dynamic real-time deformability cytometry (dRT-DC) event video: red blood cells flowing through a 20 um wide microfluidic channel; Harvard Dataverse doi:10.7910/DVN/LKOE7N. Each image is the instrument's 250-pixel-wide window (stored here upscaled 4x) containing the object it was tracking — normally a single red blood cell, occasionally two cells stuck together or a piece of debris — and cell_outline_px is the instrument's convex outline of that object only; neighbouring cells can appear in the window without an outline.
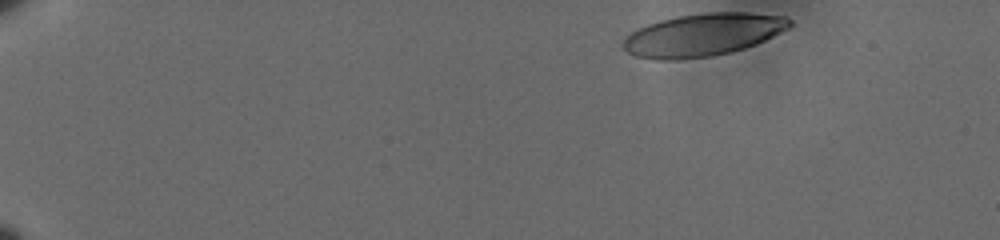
{"species": "human", "species_latin": "Homo sapiens", "temperature_condition": "cold", "stored_images_in_passage": 52, "camera_frame_rate_fps": 3000, "um_per_image_px": 0.085, "donor": {"sex": "male"}, "frame": {"image": 1, "passage_image": 1, "time_ms": 0.0, "image_size_px": [1000, 240], "cell_outline_px": [[792, 24], [788, 28], [756, 44], [744, 48], [712, 56], [676, 60], [656, 60], [636, 56], [628, 52], [620, 44], [624, 36], [636, 28], [660, 20], [680, 16], [704, 12], [748, 12], [784, 16], [792, 20]], "centroid_in_image_um": [59.69, 2.95], "position_along_channel_um": 25.3, "area_um2": 41.5}}
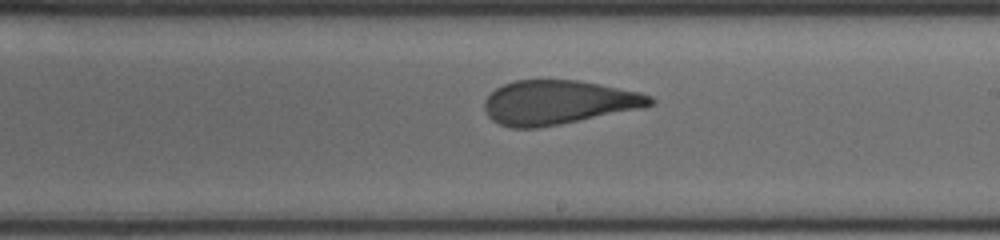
{"frame": {"image": 2, "passage_image": 30, "time_ms": 9.667, "image_size_px": [1000, 240], "cell_outline_px": [[656, 100], [652, 104], [640, 108], [560, 124], [536, 128], [512, 128], [500, 124], [492, 120], [488, 116], [484, 108], [484, 100], [496, 88], [504, 84], [516, 80], [580, 80], [640, 92], [652, 96]], "centroid_in_image_um": [47.44, 8.7], "position_along_channel_um": 241.6, "area_um2": 42.37}}
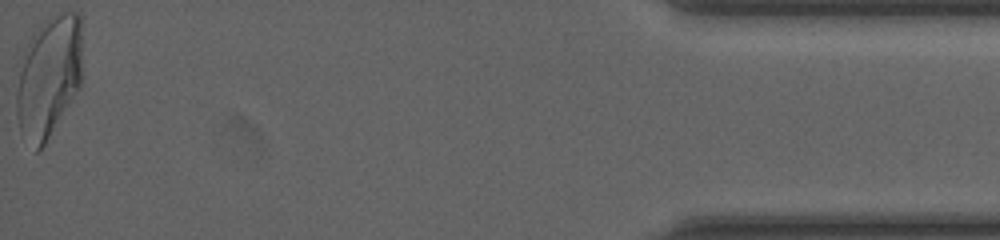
{"frame": {"image": 3, "passage_image": 52, "time_ms": 17.0, "image_size_px": [1000, 240], "cell_outline_px": [[84, 76], [80, 88], [44, 144], [36, 152], [20, 132], [16, 112], [16, 64], [24, 48], [32, 36], [44, 20], [48, 16], [56, 12], [76, 12], [80, 16]], "centroid_in_image_um": [4.14, 6.46], "position_along_channel_um": 431.1, "area_um2": 48.15}, "authors_computed_cell_mechanics": {"area_um2": 43.2344, "velocity_mm_per_s": 3.5966, "shape_relaxation_time_tau1_ms": 6.2714, "shape_relaxation_time_tau2_ms": 1.4278, "deformation_change_tau1": 0.2144, "deformation_change_tau2": 0.1013}}